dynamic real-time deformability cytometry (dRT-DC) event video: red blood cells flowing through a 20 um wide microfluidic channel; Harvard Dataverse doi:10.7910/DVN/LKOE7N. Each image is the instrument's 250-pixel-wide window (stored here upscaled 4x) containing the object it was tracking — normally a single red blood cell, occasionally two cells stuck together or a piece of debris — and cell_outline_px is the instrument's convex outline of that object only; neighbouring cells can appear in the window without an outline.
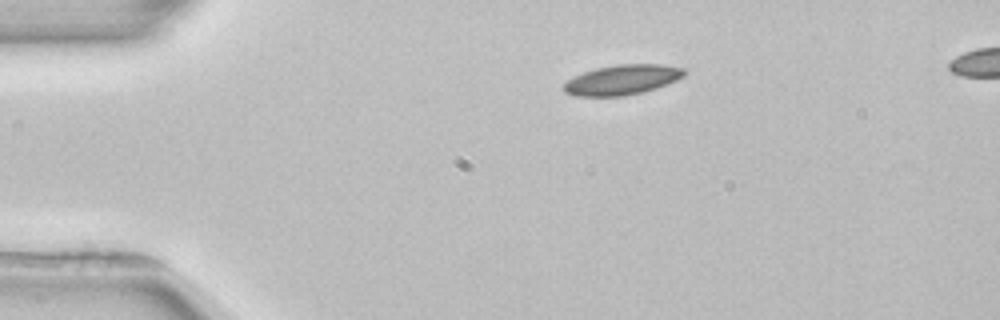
{"species": "common noctule bat (a hibernating species)", "species_latin": "Nyctalus noctula", "temperature_condition": "room temperature", "stored_images_in_passage": 3, "segment_of_instrument_passage": [1, 2], "camera_frame_rate_fps": 3000, "um_per_image_px": 0.085, "animal": {"sex": "female", "body_mass_g": 22.7, "forearm_length_mm": 54.2}, "frame": {"image": 1, "passage_image": 1, "time_ms": 0.0, "image_size_px": [1000, 320], "cell_outline_px": [[684, 76], [676, 80], [656, 88], [644, 92], [624, 96], [576, 96], [564, 92], [564, 84], [568, 80], [584, 72], [596, 68], [620, 64], [660, 64], [684, 68]], "centroid_in_image_um": [52.89, 6.79], "position_along_channel_um": 32.1, "area_um2": 20.87}}